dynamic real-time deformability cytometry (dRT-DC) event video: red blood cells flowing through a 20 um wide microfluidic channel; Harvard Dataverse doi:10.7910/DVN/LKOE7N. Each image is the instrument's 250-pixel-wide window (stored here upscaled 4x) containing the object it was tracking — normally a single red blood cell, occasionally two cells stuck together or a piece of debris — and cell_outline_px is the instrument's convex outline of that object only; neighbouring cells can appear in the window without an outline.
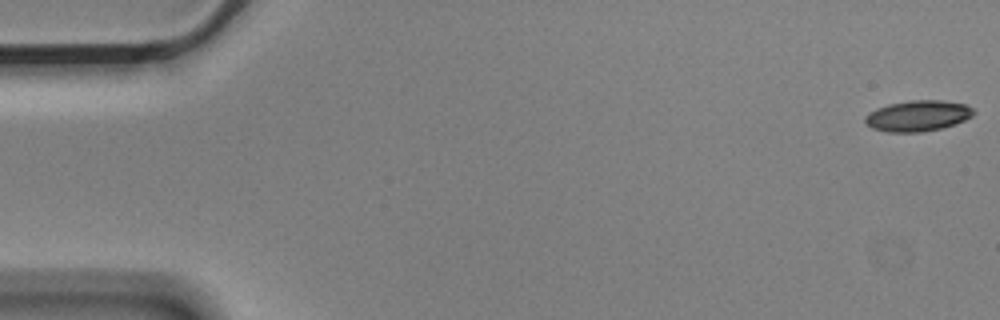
{"species": "Egyptian fruit bat (a non-hibernating species)", "species_latin": "Rousettus aegyptiacus", "temperature_condition": "cold", "stored_images_in_passage": 10, "camera_frame_rate_fps": 3000, "um_per_image_px": 0.085, "animal": {"sex": "male"}, "frame": {"image": 1, "passage_image": 1, "time_ms": 0.0, "image_size_px": [1000, 320], "cell_outline_px": [[976, 112], [972, 116], [956, 124], [924, 132], [888, 132], [872, 128], [864, 124], [864, 116], [868, 112], [876, 108], [888, 104], [912, 100], [940, 100], [964, 104], [972, 108]], "centroid_in_image_um": [77.97, 9.85], "position_along_channel_um": 7.0, "area_um2": 19.65}}
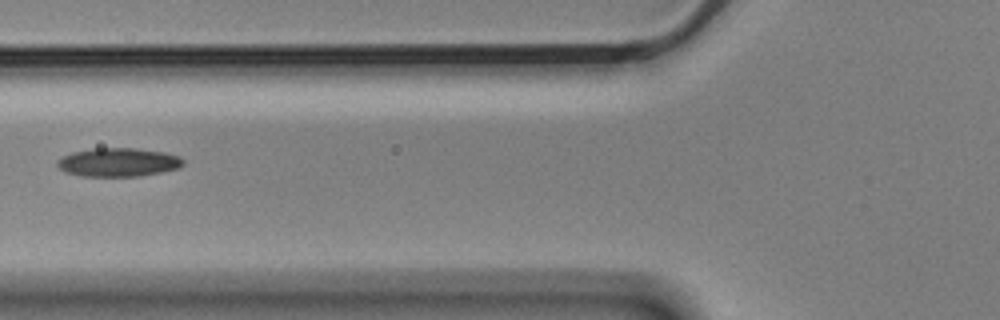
{"frame": {"image": 2, "passage_image": 6, "time_ms": 1.667, "image_size_px": [1000, 320], "cell_outline_px": [[184, 164], [180, 168], [140, 176], [80, 176], [64, 172], [56, 164], [56, 160], [72, 152], [96, 148], [136, 148], [164, 152], [180, 156], [184, 160]], "centroid_in_image_um": [10.06, 13.79], "position_along_channel_um": 115.7, "area_um2": 21.1}}
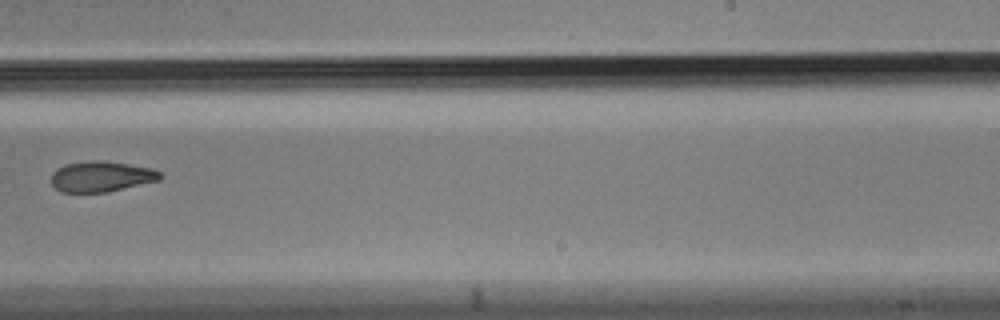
{"frame": {"image": 3, "passage_image": 10, "time_ms": 3.0, "image_size_px": [1000, 320], "cell_outline_px": [[164, 176], [160, 180], [104, 192], [60, 192], [52, 184], [52, 172], [56, 168], [64, 164], [88, 160], [100, 160], [128, 164], [152, 168], [160, 172]], "centroid_in_image_um": [8.59, 14.99], "position_along_channel_um": 280.4, "area_um2": 19.42}}